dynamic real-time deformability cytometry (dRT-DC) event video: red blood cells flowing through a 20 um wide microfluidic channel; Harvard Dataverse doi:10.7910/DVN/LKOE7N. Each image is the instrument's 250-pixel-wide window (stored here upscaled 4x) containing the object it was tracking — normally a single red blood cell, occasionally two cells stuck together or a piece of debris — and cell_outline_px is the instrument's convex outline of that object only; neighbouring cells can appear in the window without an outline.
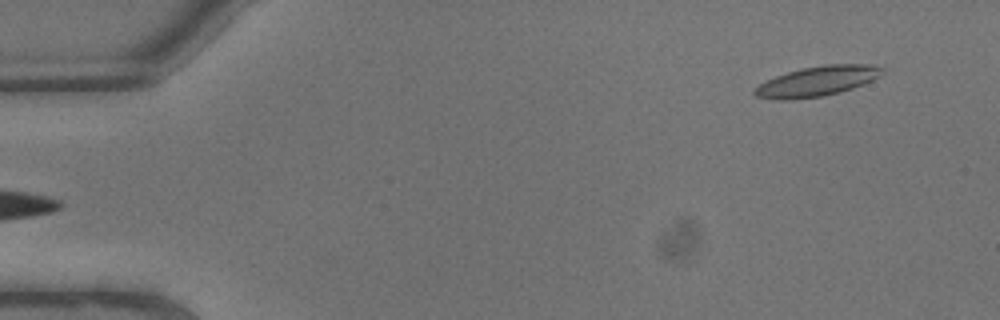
{"species": "common noctule bat (a hibernating species)", "species_latin": "Nyctalus noctula", "temperature_condition": "warm", "stored_images_in_passage": 8, "segment_of_instrument_passage": [2, 2], "camera_frame_rate_fps": 3000, "um_per_image_px": 0.085, "animal": {"sex": "male", "body_mass_g": 13.3}, "frame": {"image": 1, "passage_image": 8, "time_ms": 2.333, "image_size_px": [1000, 320], "cell_outline_px": [[884, 72], [880, 76], [864, 84], [840, 92], [824, 96], [788, 100], [780, 100], [756, 96], [752, 92], [760, 84], [776, 76], [788, 72], [804, 68], [824, 64], [868, 64], [884, 68]], "centroid_in_image_um": [69.49, 6.9], "position_along_channel_um": 15.5, "area_um2": 22.14}}